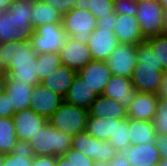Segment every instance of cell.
<instances>
[{"mask_svg": "<svg viewBox=\"0 0 167 166\" xmlns=\"http://www.w3.org/2000/svg\"><path fill=\"white\" fill-rule=\"evenodd\" d=\"M136 93L137 90L130 78L112 75L102 95L118 101L122 107L127 109Z\"/></svg>", "mask_w": 167, "mask_h": 166, "instance_id": "cell-16", "label": "cell"}, {"mask_svg": "<svg viewBox=\"0 0 167 166\" xmlns=\"http://www.w3.org/2000/svg\"><path fill=\"white\" fill-rule=\"evenodd\" d=\"M32 88L33 86L30 84L7 81L6 94L9 96L11 107H13L15 112L30 108Z\"/></svg>", "mask_w": 167, "mask_h": 166, "instance_id": "cell-23", "label": "cell"}, {"mask_svg": "<svg viewBox=\"0 0 167 166\" xmlns=\"http://www.w3.org/2000/svg\"><path fill=\"white\" fill-rule=\"evenodd\" d=\"M72 145V136L55 129L48 121L24 145L33 156H63Z\"/></svg>", "mask_w": 167, "mask_h": 166, "instance_id": "cell-3", "label": "cell"}, {"mask_svg": "<svg viewBox=\"0 0 167 166\" xmlns=\"http://www.w3.org/2000/svg\"><path fill=\"white\" fill-rule=\"evenodd\" d=\"M62 25L66 36L88 44L89 35L96 29L97 19L89 10L73 8L62 16Z\"/></svg>", "mask_w": 167, "mask_h": 166, "instance_id": "cell-7", "label": "cell"}, {"mask_svg": "<svg viewBox=\"0 0 167 166\" xmlns=\"http://www.w3.org/2000/svg\"><path fill=\"white\" fill-rule=\"evenodd\" d=\"M89 110L72 105L65 100L48 119V122L57 130L74 136L87 128Z\"/></svg>", "mask_w": 167, "mask_h": 166, "instance_id": "cell-4", "label": "cell"}, {"mask_svg": "<svg viewBox=\"0 0 167 166\" xmlns=\"http://www.w3.org/2000/svg\"><path fill=\"white\" fill-rule=\"evenodd\" d=\"M63 101L64 98L62 96L52 92L41 83H38L32 88L30 108L48 120Z\"/></svg>", "mask_w": 167, "mask_h": 166, "instance_id": "cell-13", "label": "cell"}, {"mask_svg": "<svg viewBox=\"0 0 167 166\" xmlns=\"http://www.w3.org/2000/svg\"><path fill=\"white\" fill-rule=\"evenodd\" d=\"M89 116L123 120L128 118L127 109L109 97L99 95L89 109Z\"/></svg>", "mask_w": 167, "mask_h": 166, "instance_id": "cell-22", "label": "cell"}, {"mask_svg": "<svg viewBox=\"0 0 167 166\" xmlns=\"http://www.w3.org/2000/svg\"><path fill=\"white\" fill-rule=\"evenodd\" d=\"M63 157L69 161L71 166H93L94 160L86 157L78 150L70 148Z\"/></svg>", "mask_w": 167, "mask_h": 166, "instance_id": "cell-35", "label": "cell"}, {"mask_svg": "<svg viewBox=\"0 0 167 166\" xmlns=\"http://www.w3.org/2000/svg\"><path fill=\"white\" fill-rule=\"evenodd\" d=\"M155 144L160 153L161 159H167V135L157 136Z\"/></svg>", "mask_w": 167, "mask_h": 166, "instance_id": "cell-41", "label": "cell"}, {"mask_svg": "<svg viewBox=\"0 0 167 166\" xmlns=\"http://www.w3.org/2000/svg\"><path fill=\"white\" fill-rule=\"evenodd\" d=\"M30 13L32 14V26L34 30L42 25L62 24V15L55 8L41 0L33 1Z\"/></svg>", "mask_w": 167, "mask_h": 166, "instance_id": "cell-25", "label": "cell"}, {"mask_svg": "<svg viewBox=\"0 0 167 166\" xmlns=\"http://www.w3.org/2000/svg\"><path fill=\"white\" fill-rule=\"evenodd\" d=\"M153 126L157 136L167 135V99H158Z\"/></svg>", "mask_w": 167, "mask_h": 166, "instance_id": "cell-32", "label": "cell"}, {"mask_svg": "<svg viewBox=\"0 0 167 166\" xmlns=\"http://www.w3.org/2000/svg\"><path fill=\"white\" fill-rule=\"evenodd\" d=\"M116 119L88 116L86 131L98 140H108L114 134Z\"/></svg>", "mask_w": 167, "mask_h": 166, "instance_id": "cell-27", "label": "cell"}, {"mask_svg": "<svg viewBox=\"0 0 167 166\" xmlns=\"http://www.w3.org/2000/svg\"><path fill=\"white\" fill-rule=\"evenodd\" d=\"M76 75L77 71L61 64L40 83L64 98Z\"/></svg>", "mask_w": 167, "mask_h": 166, "instance_id": "cell-21", "label": "cell"}, {"mask_svg": "<svg viewBox=\"0 0 167 166\" xmlns=\"http://www.w3.org/2000/svg\"><path fill=\"white\" fill-rule=\"evenodd\" d=\"M136 19L139 23L142 36L147 39L150 37L166 33L165 10L158 0H139L136 1Z\"/></svg>", "mask_w": 167, "mask_h": 166, "instance_id": "cell-5", "label": "cell"}, {"mask_svg": "<svg viewBox=\"0 0 167 166\" xmlns=\"http://www.w3.org/2000/svg\"><path fill=\"white\" fill-rule=\"evenodd\" d=\"M136 65H158V58L147 40L137 45Z\"/></svg>", "mask_w": 167, "mask_h": 166, "instance_id": "cell-34", "label": "cell"}, {"mask_svg": "<svg viewBox=\"0 0 167 166\" xmlns=\"http://www.w3.org/2000/svg\"><path fill=\"white\" fill-rule=\"evenodd\" d=\"M59 55L63 65L77 72L93 60L87 44L68 36L60 48Z\"/></svg>", "mask_w": 167, "mask_h": 166, "instance_id": "cell-11", "label": "cell"}, {"mask_svg": "<svg viewBox=\"0 0 167 166\" xmlns=\"http://www.w3.org/2000/svg\"><path fill=\"white\" fill-rule=\"evenodd\" d=\"M162 8L167 11V0H158Z\"/></svg>", "mask_w": 167, "mask_h": 166, "instance_id": "cell-49", "label": "cell"}, {"mask_svg": "<svg viewBox=\"0 0 167 166\" xmlns=\"http://www.w3.org/2000/svg\"><path fill=\"white\" fill-rule=\"evenodd\" d=\"M114 34L120 44L138 45L146 40L142 36L136 17L130 15H117Z\"/></svg>", "mask_w": 167, "mask_h": 166, "instance_id": "cell-19", "label": "cell"}, {"mask_svg": "<svg viewBox=\"0 0 167 166\" xmlns=\"http://www.w3.org/2000/svg\"><path fill=\"white\" fill-rule=\"evenodd\" d=\"M66 37L62 24H48L37 27L30 41L36 54L59 53Z\"/></svg>", "mask_w": 167, "mask_h": 166, "instance_id": "cell-8", "label": "cell"}, {"mask_svg": "<svg viewBox=\"0 0 167 166\" xmlns=\"http://www.w3.org/2000/svg\"><path fill=\"white\" fill-rule=\"evenodd\" d=\"M157 96L147 92H137L127 108L128 118L152 121L156 112Z\"/></svg>", "mask_w": 167, "mask_h": 166, "instance_id": "cell-18", "label": "cell"}, {"mask_svg": "<svg viewBox=\"0 0 167 166\" xmlns=\"http://www.w3.org/2000/svg\"><path fill=\"white\" fill-rule=\"evenodd\" d=\"M117 22V15L112 13L109 16H103L102 18L97 19L96 29H108V31H114L115 23Z\"/></svg>", "mask_w": 167, "mask_h": 166, "instance_id": "cell-39", "label": "cell"}, {"mask_svg": "<svg viewBox=\"0 0 167 166\" xmlns=\"http://www.w3.org/2000/svg\"><path fill=\"white\" fill-rule=\"evenodd\" d=\"M0 54L6 68L7 81L32 86L40 83L37 77V54L31 41L0 43Z\"/></svg>", "mask_w": 167, "mask_h": 166, "instance_id": "cell-1", "label": "cell"}, {"mask_svg": "<svg viewBox=\"0 0 167 166\" xmlns=\"http://www.w3.org/2000/svg\"><path fill=\"white\" fill-rule=\"evenodd\" d=\"M32 152L21 145L14 152L4 154L1 166H32Z\"/></svg>", "mask_w": 167, "mask_h": 166, "instance_id": "cell-31", "label": "cell"}, {"mask_svg": "<svg viewBox=\"0 0 167 166\" xmlns=\"http://www.w3.org/2000/svg\"><path fill=\"white\" fill-rule=\"evenodd\" d=\"M166 69L159 65H135L130 80L137 92L155 94Z\"/></svg>", "mask_w": 167, "mask_h": 166, "instance_id": "cell-10", "label": "cell"}, {"mask_svg": "<svg viewBox=\"0 0 167 166\" xmlns=\"http://www.w3.org/2000/svg\"><path fill=\"white\" fill-rule=\"evenodd\" d=\"M158 58V65L167 70V33L146 39Z\"/></svg>", "mask_w": 167, "mask_h": 166, "instance_id": "cell-33", "label": "cell"}, {"mask_svg": "<svg viewBox=\"0 0 167 166\" xmlns=\"http://www.w3.org/2000/svg\"><path fill=\"white\" fill-rule=\"evenodd\" d=\"M99 96L107 85L112 74L105 61L92 60L77 72Z\"/></svg>", "mask_w": 167, "mask_h": 166, "instance_id": "cell-15", "label": "cell"}, {"mask_svg": "<svg viewBox=\"0 0 167 166\" xmlns=\"http://www.w3.org/2000/svg\"><path fill=\"white\" fill-rule=\"evenodd\" d=\"M6 68L4 67L3 61H2V55L0 54V74L5 73Z\"/></svg>", "mask_w": 167, "mask_h": 166, "instance_id": "cell-47", "label": "cell"}, {"mask_svg": "<svg viewBox=\"0 0 167 166\" xmlns=\"http://www.w3.org/2000/svg\"><path fill=\"white\" fill-rule=\"evenodd\" d=\"M123 153L131 166H158L161 161L155 142L130 145Z\"/></svg>", "mask_w": 167, "mask_h": 166, "instance_id": "cell-17", "label": "cell"}, {"mask_svg": "<svg viewBox=\"0 0 167 166\" xmlns=\"http://www.w3.org/2000/svg\"><path fill=\"white\" fill-rule=\"evenodd\" d=\"M128 118L116 120L114 134L108 139L109 143L118 151L123 152L130 146Z\"/></svg>", "mask_w": 167, "mask_h": 166, "instance_id": "cell-30", "label": "cell"}, {"mask_svg": "<svg viewBox=\"0 0 167 166\" xmlns=\"http://www.w3.org/2000/svg\"><path fill=\"white\" fill-rule=\"evenodd\" d=\"M56 166H71L63 156H57Z\"/></svg>", "mask_w": 167, "mask_h": 166, "instance_id": "cell-46", "label": "cell"}, {"mask_svg": "<svg viewBox=\"0 0 167 166\" xmlns=\"http://www.w3.org/2000/svg\"><path fill=\"white\" fill-rule=\"evenodd\" d=\"M116 15H130L136 17L137 4L135 0H114Z\"/></svg>", "mask_w": 167, "mask_h": 166, "instance_id": "cell-36", "label": "cell"}, {"mask_svg": "<svg viewBox=\"0 0 167 166\" xmlns=\"http://www.w3.org/2000/svg\"><path fill=\"white\" fill-rule=\"evenodd\" d=\"M12 119L16 136L21 145H25L48 121L44 116L38 115L31 108L15 112Z\"/></svg>", "mask_w": 167, "mask_h": 166, "instance_id": "cell-12", "label": "cell"}, {"mask_svg": "<svg viewBox=\"0 0 167 166\" xmlns=\"http://www.w3.org/2000/svg\"><path fill=\"white\" fill-rule=\"evenodd\" d=\"M7 74H0V95L6 92Z\"/></svg>", "mask_w": 167, "mask_h": 166, "instance_id": "cell-44", "label": "cell"}, {"mask_svg": "<svg viewBox=\"0 0 167 166\" xmlns=\"http://www.w3.org/2000/svg\"><path fill=\"white\" fill-rule=\"evenodd\" d=\"M3 156H4V154L0 153V166H1V163H2V160H3Z\"/></svg>", "mask_w": 167, "mask_h": 166, "instance_id": "cell-52", "label": "cell"}, {"mask_svg": "<svg viewBox=\"0 0 167 166\" xmlns=\"http://www.w3.org/2000/svg\"><path fill=\"white\" fill-rule=\"evenodd\" d=\"M32 0H15L8 10L0 12V43L23 42L31 39Z\"/></svg>", "mask_w": 167, "mask_h": 166, "instance_id": "cell-2", "label": "cell"}, {"mask_svg": "<svg viewBox=\"0 0 167 166\" xmlns=\"http://www.w3.org/2000/svg\"><path fill=\"white\" fill-rule=\"evenodd\" d=\"M56 156H33L32 166H56Z\"/></svg>", "mask_w": 167, "mask_h": 166, "instance_id": "cell-40", "label": "cell"}, {"mask_svg": "<svg viewBox=\"0 0 167 166\" xmlns=\"http://www.w3.org/2000/svg\"><path fill=\"white\" fill-rule=\"evenodd\" d=\"M97 97L98 95L77 73L73 83L64 97V100L72 105L89 110Z\"/></svg>", "mask_w": 167, "mask_h": 166, "instance_id": "cell-20", "label": "cell"}, {"mask_svg": "<svg viewBox=\"0 0 167 166\" xmlns=\"http://www.w3.org/2000/svg\"><path fill=\"white\" fill-rule=\"evenodd\" d=\"M158 166H167V159H161Z\"/></svg>", "mask_w": 167, "mask_h": 166, "instance_id": "cell-50", "label": "cell"}, {"mask_svg": "<svg viewBox=\"0 0 167 166\" xmlns=\"http://www.w3.org/2000/svg\"><path fill=\"white\" fill-rule=\"evenodd\" d=\"M71 148L97 162H110L118 152L108 140H98L86 130L72 137Z\"/></svg>", "mask_w": 167, "mask_h": 166, "instance_id": "cell-6", "label": "cell"}, {"mask_svg": "<svg viewBox=\"0 0 167 166\" xmlns=\"http://www.w3.org/2000/svg\"><path fill=\"white\" fill-rule=\"evenodd\" d=\"M119 44L114 31L94 29L87 45L93 60L105 61Z\"/></svg>", "mask_w": 167, "mask_h": 166, "instance_id": "cell-14", "label": "cell"}, {"mask_svg": "<svg viewBox=\"0 0 167 166\" xmlns=\"http://www.w3.org/2000/svg\"><path fill=\"white\" fill-rule=\"evenodd\" d=\"M37 77L42 82L53 70H56L62 63L59 53L37 54Z\"/></svg>", "mask_w": 167, "mask_h": 166, "instance_id": "cell-29", "label": "cell"}, {"mask_svg": "<svg viewBox=\"0 0 167 166\" xmlns=\"http://www.w3.org/2000/svg\"><path fill=\"white\" fill-rule=\"evenodd\" d=\"M75 9L89 10L96 18L114 13V0H76Z\"/></svg>", "mask_w": 167, "mask_h": 166, "instance_id": "cell-28", "label": "cell"}, {"mask_svg": "<svg viewBox=\"0 0 167 166\" xmlns=\"http://www.w3.org/2000/svg\"><path fill=\"white\" fill-rule=\"evenodd\" d=\"M130 145L149 144L156 141V132L152 121L128 118Z\"/></svg>", "mask_w": 167, "mask_h": 166, "instance_id": "cell-24", "label": "cell"}, {"mask_svg": "<svg viewBox=\"0 0 167 166\" xmlns=\"http://www.w3.org/2000/svg\"><path fill=\"white\" fill-rule=\"evenodd\" d=\"M109 164L110 166H131L123 152H117V154L110 160Z\"/></svg>", "mask_w": 167, "mask_h": 166, "instance_id": "cell-42", "label": "cell"}, {"mask_svg": "<svg viewBox=\"0 0 167 166\" xmlns=\"http://www.w3.org/2000/svg\"><path fill=\"white\" fill-rule=\"evenodd\" d=\"M20 146L12 117L0 118V153H12Z\"/></svg>", "mask_w": 167, "mask_h": 166, "instance_id": "cell-26", "label": "cell"}, {"mask_svg": "<svg viewBox=\"0 0 167 166\" xmlns=\"http://www.w3.org/2000/svg\"><path fill=\"white\" fill-rule=\"evenodd\" d=\"M15 114L9 96L5 93L0 95V118L12 117Z\"/></svg>", "mask_w": 167, "mask_h": 166, "instance_id": "cell-38", "label": "cell"}, {"mask_svg": "<svg viewBox=\"0 0 167 166\" xmlns=\"http://www.w3.org/2000/svg\"><path fill=\"white\" fill-rule=\"evenodd\" d=\"M49 6L55 8L60 15L66 14L74 8L76 0H41Z\"/></svg>", "mask_w": 167, "mask_h": 166, "instance_id": "cell-37", "label": "cell"}, {"mask_svg": "<svg viewBox=\"0 0 167 166\" xmlns=\"http://www.w3.org/2000/svg\"><path fill=\"white\" fill-rule=\"evenodd\" d=\"M158 99H167V70L164 72L161 85L156 93Z\"/></svg>", "mask_w": 167, "mask_h": 166, "instance_id": "cell-43", "label": "cell"}, {"mask_svg": "<svg viewBox=\"0 0 167 166\" xmlns=\"http://www.w3.org/2000/svg\"><path fill=\"white\" fill-rule=\"evenodd\" d=\"M164 19H165V27H166V33H167V11L165 12Z\"/></svg>", "mask_w": 167, "mask_h": 166, "instance_id": "cell-51", "label": "cell"}, {"mask_svg": "<svg viewBox=\"0 0 167 166\" xmlns=\"http://www.w3.org/2000/svg\"><path fill=\"white\" fill-rule=\"evenodd\" d=\"M93 166H110L109 162H97L94 161Z\"/></svg>", "mask_w": 167, "mask_h": 166, "instance_id": "cell-48", "label": "cell"}, {"mask_svg": "<svg viewBox=\"0 0 167 166\" xmlns=\"http://www.w3.org/2000/svg\"><path fill=\"white\" fill-rule=\"evenodd\" d=\"M15 0H0V12L8 10Z\"/></svg>", "mask_w": 167, "mask_h": 166, "instance_id": "cell-45", "label": "cell"}, {"mask_svg": "<svg viewBox=\"0 0 167 166\" xmlns=\"http://www.w3.org/2000/svg\"><path fill=\"white\" fill-rule=\"evenodd\" d=\"M137 61V45L119 44L105 60L112 75L131 78Z\"/></svg>", "mask_w": 167, "mask_h": 166, "instance_id": "cell-9", "label": "cell"}]
</instances>
